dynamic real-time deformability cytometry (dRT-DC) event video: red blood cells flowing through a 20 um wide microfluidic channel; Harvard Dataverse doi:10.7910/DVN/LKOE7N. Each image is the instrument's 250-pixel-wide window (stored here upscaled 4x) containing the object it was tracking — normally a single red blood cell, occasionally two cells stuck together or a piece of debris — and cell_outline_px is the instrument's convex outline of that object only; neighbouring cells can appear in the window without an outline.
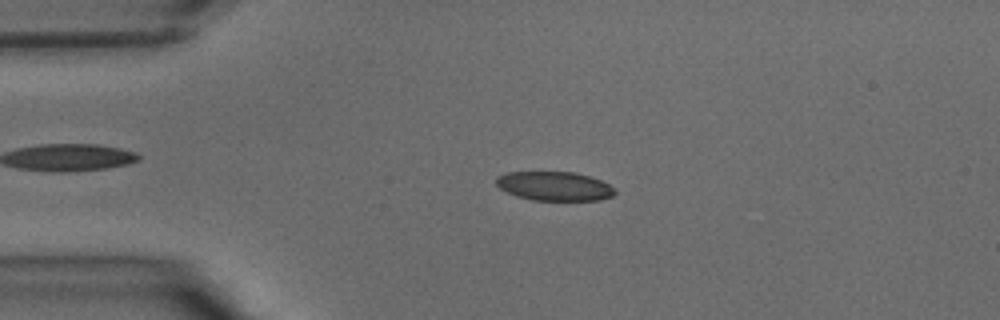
{"species": "common noctule bat (a hibernating species)", "species_latin": "Nyctalus noctula", "temperature_condition": "warm", "stored_images_in_passage": 39, "camera_frame_rate_fps": 3000, "um_per_image_px": 0.085, "animal": {"sex": "male", "body_mass_g": 15.6}, "frame": {"image": 1, "passage_image": 8, "time_ms": 2.333, "image_size_px": [1000, 320], "cell_outline_px": [[616, 192], [612, 196], [600, 200], [532, 200], [516, 196], [500, 188], [496, 184], [496, 176], [508, 172], [572, 172], [588, 176], [600, 180], [608, 184]], "centroid_in_image_um": [47.1, 15.82], "position_along_channel_um": 37.9, "area_um2": 19.94}}
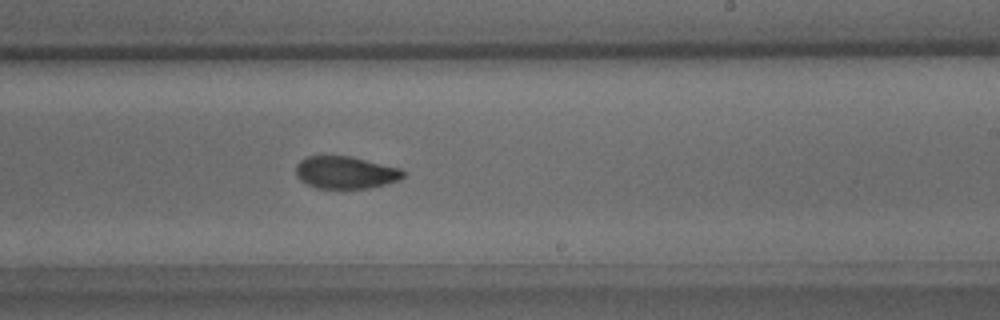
{"frame": {"image": 2, "passage_image": 23, "time_ms": 7.333, "image_size_px": [1000, 320], "cell_outline_px": [[404, 176], [400, 180], [368, 188], [316, 188], [300, 180], [296, 176], [296, 164], [300, 160], [308, 156], [352, 156], [400, 168], [404, 172]], "centroid_in_image_um": [29.36, 14.65], "position_along_channel_um": 259.6, "area_um2": 20.23}}
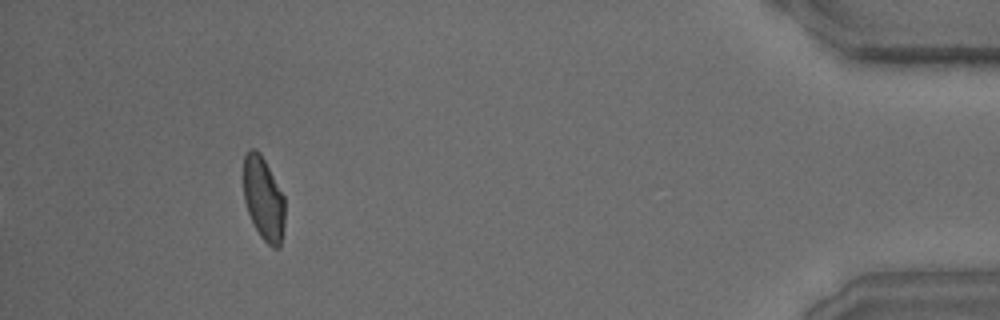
{"frame": {"image": 3, "passage_image": 36, "time_ms": 11.667, "image_size_px": [1000, 320], "cell_outline_px": [[284, 228], [280, 248], [272, 248], [260, 236], [248, 212], [244, 200], [244, 156], [248, 148], [256, 148], [260, 152], [284, 196]], "centroid_in_image_um": [22.4, 16.88], "position_along_channel_um": 412.8, "area_um2": 20.11}}